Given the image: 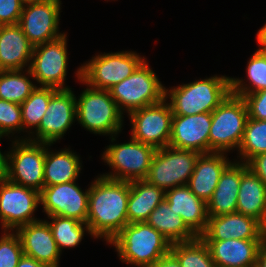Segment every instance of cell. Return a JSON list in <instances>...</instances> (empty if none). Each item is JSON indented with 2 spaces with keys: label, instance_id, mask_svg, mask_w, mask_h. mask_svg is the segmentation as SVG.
Here are the masks:
<instances>
[{
  "label": "cell",
  "instance_id": "43",
  "mask_svg": "<svg viewBox=\"0 0 266 267\" xmlns=\"http://www.w3.org/2000/svg\"><path fill=\"white\" fill-rule=\"evenodd\" d=\"M258 222H259V234L262 240V244H266V205L262 217Z\"/></svg>",
  "mask_w": 266,
  "mask_h": 267
},
{
  "label": "cell",
  "instance_id": "21",
  "mask_svg": "<svg viewBox=\"0 0 266 267\" xmlns=\"http://www.w3.org/2000/svg\"><path fill=\"white\" fill-rule=\"evenodd\" d=\"M165 199L196 236L205 232L208 225L207 203L198 198L187 185L166 191Z\"/></svg>",
  "mask_w": 266,
  "mask_h": 267
},
{
  "label": "cell",
  "instance_id": "18",
  "mask_svg": "<svg viewBox=\"0 0 266 267\" xmlns=\"http://www.w3.org/2000/svg\"><path fill=\"white\" fill-rule=\"evenodd\" d=\"M15 232L20 238L24 255L34 258L47 267H59L61 252L47 220L22 225Z\"/></svg>",
  "mask_w": 266,
  "mask_h": 267
},
{
  "label": "cell",
  "instance_id": "9",
  "mask_svg": "<svg viewBox=\"0 0 266 267\" xmlns=\"http://www.w3.org/2000/svg\"><path fill=\"white\" fill-rule=\"evenodd\" d=\"M199 154L171 146L157 149L145 180L164 192L187 185Z\"/></svg>",
  "mask_w": 266,
  "mask_h": 267
},
{
  "label": "cell",
  "instance_id": "28",
  "mask_svg": "<svg viewBox=\"0 0 266 267\" xmlns=\"http://www.w3.org/2000/svg\"><path fill=\"white\" fill-rule=\"evenodd\" d=\"M266 205V185L248 169L241 177L236 212L260 220Z\"/></svg>",
  "mask_w": 266,
  "mask_h": 267
},
{
  "label": "cell",
  "instance_id": "37",
  "mask_svg": "<svg viewBox=\"0 0 266 267\" xmlns=\"http://www.w3.org/2000/svg\"><path fill=\"white\" fill-rule=\"evenodd\" d=\"M237 96L244 99L249 118L266 120V89L247 95Z\"/></svg>",
  "mask_w": 266,
  "mask_h": 267
},
{
  "label": "cell",
  "instance_id": "25",
  "mask_svg": "<svg viewBox=\"0 0 266 267\" xmlns=\"http://www.w3.org/2000/svg\"><path fill=\"white\" fill-rule=\"evenodd\" d=\"M165 199V192L145 179L130 181L128 223L146 222L150 213Z\"/></svg>",
  "mask_w": 266,
  "mask_h": 267
},
{
  "label": "cell",
  "instance_id": "31",
  "mask_svg": "<svg viewBox=\"0 0 266 267\" xmlns=\"http://www.w3.org/2000/svg\"><path fill=\"white\" fill-rule=\"evenodd\" d=\"M48 219L52 220L48 221V224L60 252L63 248L77 246L82 241L85 231L90 234L88 225L74 218L48 216Z\"/></svg>",
  "mask_w": 266,
  "mask_h": 267
},
{
  "label": "cell",
  "instance_id": "14",
  "mask_svg": "<svg viewBox=\"0 0 266 267\" xmlns=\"http://www.w3.org/2000/svg\"><path fill=\"white\" fill-rule=\"evenodd\" d=\"M60 6V0H43L23 5L18 25L34 47L65 34L58 30Z\"/></svg>",
  "mask_w": 266,
  "mask_h": 267
},
{
  "label": "cell",
  "instance_id": "12",
  "mask_svg": "<svg viewBox=\"0 0 266 267\" xmlns=\"http://www.w3.org/2000/svg\"><path fill=\"white\" fill-rule=\"evenodd\" d=\"M67 34L61 37L35 46L29 70L32 79L36 80L40 87H53L56 89H69L64 86L67 75Z\"/></svg>",
  "mask_w": 266,
  "mask_h": 267
},
{
  "label": "cell",
  "instance_id": "16",
  "mask_svg": "<svg viewBox=\"0 0 266 267\" xmlns=\"http://www.w3.org/2000/svg\"><path fill=\"white\" fill-rule=\"evenodd\" d=\"M90 187L84 192L76 181L44 186L40 204L47 216L74 218L86 223Z\"/></svg>",
  "mask_w": 266,
  "mask_h": 267
},
{
  "label": "cell",
  "instance_id": "15",
  "mask_svg": "<svg viewBox=\"0 0 266 267\" xmlns=\"http://www.w3.org/2000/svg\"><path fill=\"white\" fill-rule=\"evenodd\" d=\"M76 120V96L69 89H58L51 97L33 139L28 140L53 144L61 139Z\"/></svg>",
  "mask_w": 266,
  "mask_h": 267
},
{
  "label": "cell",
  "instance_id": "3",
  "mask_svg": "<svg viewBox=\"0 0 266 267\" xmlns=\"http://www.w3.org/2000/svg\"><path fill=\"white\" fill-rule=\"evenodd\" d=\"M230 78L216 75L165 89V98L173 115L212 113L231 93Z\"/></svg>",
  "mask_w": 266,
  "mask_h": 267
},
{
  "label": "cell",
  "instance_id": "1",
  "mask_svg": "<svg viewBox=\"0 0 266 267\" xmlns=\"http://www.w3.org/2000/svg\"><path fill=\"white\" fill-rule=\"evenodd\" d=\"M130 182L106 178L92 181L86 224L93 238L109 243L127 224Z\"/></svg>",
  "mask_w": 266,
  "mask_h": 267
},
{
  "label": "cell",
  "instance_id": "29",
  "mask_svg": "<svg viewBox=\"0 0 266 267\" xmlns=\"http://www.w3.org/2000/svg\"><path fill=\"white\" fill-rule=\"evenodd\" d=\"M22 72V69L0 71L1 100L22 104L36 89L37 86L29 79L33 77L31 71L26 69V76Z\"/></svg>",
  "mask_w": 266,
  "mask_h": 267
},
{
  "label": "cell",
  "instance_id": "32",
  "mask_svg": "<svg viewBox=\"0 0 266 267\" xmlns=\"http://www.w3.org/2000/svg\"><path fill=\"white\" fill-rule=\"evenodd\" d=\"M246 72L250 86L239 78H230L232 94L247 95L266 89V57L259 49L251 56Z\"/></svg>",
  "mask_w": 266,
  "mask_h": 267
},
{
  "label": "cell",
  "instance_id": "38",
  "mask_svg": "<svg viewBox=\"0 0 266 267\" xmlns=\"http://www.w3.org/2000/svg\"><path fill=\"white\" fill-rule=\"evenodd\" d=\"M22 9L20 0H0V26L18 24Z\"/></svg>",
  "mask_w": 266,
  "mask_h": 267
},
{
  "label": "cell",
  "instance_id": "41",
  "mask_svg": "<svg viewBox=\"0 0 266 267\" xmlns=\"http://www.w3.org/2000/svg\"><path fill=\"white\" fill-rule=\"evenodd\" d=\"M17 267H47L45 264L36 261L34 258L28 257L23 254L20 258Z\"/></svg>",
  "mask_w": 266,
  "mask_h": 267
},
{
  "label": "cell",
  "instance_id": "24",
  "mask_svg": "<svg viewBox=\"0 0 266 267\" xmlns=\"http://www.w3.org/2000/svg\"><path fill=\"white\" fill-rule=\"evenodd\" d=\"M33 49L18 24L0 26V71L29 69Z\"/></svg>",
  "mask_w": 266,
  "mask_h": 267
},
{
  "label": "cell",
  "instance_id": "39",
  "mask_svg": "<svg viewBox=\"0 0 266 267\" xmlns=\"http://www.w3.org/2000/svg\"><path fill=\"white\" fill-rule=\"evenodd\" d=\"M248 168L266 185V152L251 158Z\"/></svg>",
  "mask_w": 266,
  "mask_h": 267
},
{
  "label": "cell",
  "instance_id": "5",
  "mask_svg": "<svg viewBox=\"0 0 266 267\" xmlns=\"http://www.w3.org/2000/svg\"><path fill=\"white\" fill-rule=\"evenodd\" d=\"M209 153L238 150L244 135L248 111L242 97L230 93L211 113Z\"/></svg>",
  "mask_w": 266,
  "mask_h": 267
},
{
  "label": "cell",
  "instance_id": "11",
  "mask_svg": "<svg viewBox=\"0 0 266 267\" xmlns=\"http://www.w3.org/2000/svg\"><path fill=\"white\" fill-rule=\"evenodd\" d=\"M167 101L164 98L128 114L132 123L131 138L156 149L169 146L173 113Z\"/></svg>",
  "mask_w": 266,
  "mask_h": 267
},
{
  "label": "cell",
  "instance_id": "4",
  "mask_svg": "<svg viewBox=\"0 0 266 267\" xmlns=\"http://www.w3.org/2000/svg\"><path fill=\"white\" fill-rule=\"evenodd\" d=\"M76 76L80 82L87 85L78 100L76 98L77 121L90 132L110 135L111 141L114 142L116 135L121 132L123 114L111 97L110 91L88 86L81 79V67L77 70Z\"/></svg>",
  "mask_w": 266,
  "mask_h": 267
},
{
  "label": "cell",
  "instance_id": "23",
  "mask_svg": "<svg viewBox=\"0 0 266 267\" xmlns=\"http://www.w3.org/2000/svg\"><path fill=\"white\" fill-rule=\"evenodd\" d=\"M224 155L226 153L221 152L199 154L187 183L189 189L206 203L214 193L221 173L231 163Z\"/></svg>",
  "mask_w": 266,
  "mask_h": 267
},
{
  "label": "cell",
  "instance_id": "30",
  "mask_svg": "<svg viewBox=\"0 0 266 267\" xmlns=\"http://www.w3.org/2000/svg\"><path fill=\"white\" fill-rule=\"evenodd\" d=\"M170 252L181 267H217L208 245L200 236L190 241L171 244Z\"/></svg>",
  "mask_w": 266,
  "mask_h": 267
},
{
  "label": "cell",
  "instance_id": "46",
  "mask_svg": "<svg viewBox=\"0 0 266 267\" xmlns=\"http://www.w3.org/2000/svg\"><path fill=\"white\" fill-rule=\"evenodd\" d=\"M40 1H43V0H20V2H21L23 5L33 4V3H36V2H40Z\"/></svg>",
  "mask_w": 266,
  "mask_h": 267
},
{
  "label": "cell",
  "instance_id": "40",
  "mask_svg": "<svg viewBox=\"0 0 266 267\" xmlns=\"http://www.w3.org/2000/svg\"><path fill=\"white\" fill-rule=\"evenodd\" d=\"M153 267H181L177 258L169 252L167 255L161 257Z\"/></svg>",
  "mask_w": 266,
  "mask_h": 267
},
{
  "label": "cell",
  "instance_id": "34",
  "mask_svg": "<svg viewBox=\"0 0 266 267\" xmlns=\"http://www.w3.org/2000/svg\"><path fill=\"white\" fill-rule=\"evenodd\" d=\"M238 151L241 156L239 162L243 163H247L251 158L266 152V120L248 117Z\"/></svg>",
  "mask_w": 266,
  "mask_h": 267
},
{
  "label": "cell",
  "instance_id": "10",
  "mask_svg": "<svg viewBox=\"0 0 266 267\" xmlns=\"http://www.w3.org/2000/svg\"><path fill=\"white\" fill-rule=\"evenodd\" d=\"M144 60L132 51L99 54L81 66V79L92 88L109 90L132 75Z\"/></svg>",
  "mask_w": 266,
  "mask_h": 267
},
{
  "label": "cell",
  "instance_id": "44",
  "mask_svg": "<svg viewBox=\"0 0 266 267\" xmlns=\"http://www.w3.org/2000/svg\"><path fill=\"white\" fill-rule=\"evenodd\" d=\"M255 267H266V244H263L258 252Z\"/></svg>",
  "mask_w": 266,
  "mask_h": 267
},
{
  "label": "cell",
  "instance_id": "26",
  "mask_svg": "<svg viewBox=\"0 0 266 267\" xmlns=\"http://www.w3.org/2000/svg\"><path fill=\"white\" fill-rule=\"evenodd\" d=\"M48 147L44 162V186L76 181L82 168L79 156L69 148L51 152Z\"/></svg>",
  "mask_w": 266,
  "mask_h": 267
},
{
  "label": "cell",
  "instance_id": "8",
  "mask_svg": "<svg viewBox=\"0 0 266 267\" xmlns=\"http://www.w3.org/2000/svg\"><path fill=\"white\" fill-rule=\"evenodd\" d=\"M156 150L133 138L127 143L110 144L103 152L102 159L114 172L102 176L129 182L145 179Z\"/></svg>",
  "mask_w": 266,
  "mask_h": 267
},
{
  "label": "cell",
  "instance_id": "33",
  "mask_svg": "<svg viewBox=\"0 0 266 267\" xmlns=\"http://www.w3.org/2000/svg\"><path fill=\"white\" fill-rule=\"evenodd\" d=\"M57 90L58 89L53 87L37 86L31 95L22 104H20L23 130L26 128L32 129V127L37 129L39 127L43 115L47 110L50 97Z\"/></svg>",
  "mask_w": 266,
  "mask_h": 267
},
{
  "label": "cell",
  "instance_id": "7",
  "mask_svg": "<svg viewBox=\"0 0 266 267\" xmlns=\"http://www.w3.org/2000/svg\"><path fill=\"white\" fill-rule=\"evenodd\" d=\"M48 143L24 139L12 141V149L7 153L6 179L41 191L44 188V162Z\"/></svg>",
  "mask_w": 266,
  "mask_h": 267
},
{
  "label": "cell",
  "instance_id": "17",
  "mask_svg": "<svg viewBox=\"0 0 266 267\" xmlns=\"http://www.w3.org/2000/svg\"><path fill=\"white\" fill-rule=\"evenodd\" d=\"M212 124L211 113L188 116H172L169 146L177 149L209 153V133Z\"/></svg>",
  "mask_w": 266,
  "mask_h": 267
},
{
  "label": "cell",
  "instance_id": "22",
  "mask_svg": "<svg viewBox=\"0 0 266 267\" xmlns=\"http://www.w3.org/2000/svg\"><path fill=\"white\" fill-rule=\"evenodd\" d=\"M217 267H255L262 240L205 241Z\"/></svg>",
  "mask_w": 266,
  "mask_h": 267
},
{
  "label": "cell",
  "instance_id": "6",
  "mask_svg": "<svg viewBox=\"0 0 266 267\" xmlns=\"http://www.w3.org/2000/svg\"><path fill=\"white\" fill-rule=\"evenodd\" d=\"M165 87L144 60L132 75L109 89L111 97L123 114L156 104L165 98Z\"/></svg>",
  "mask_w": 266,
  "mask_h": 267
},
{
  "label": "cell",
  "instance_id": "36",
  "mask_svg": "<svg viewBox=\"0 0 266 267\" xmlns=\"http://www.w3.org/2000/svg\"><path fill=\"white\" fill-rule=\"evenodd\" d=\"M23 131L20 104L0 99V135Z\"/></svg>",
  "mask_w": 266,
  "mask_h": 267
},
{
  "label": "cell",
  "instance_id": "13",
  "mask_svg": "<svg viewBox=\"0 0 266 267\" xmlns=\"http://www.w3.org/2000/svg\"><path fill=\"white\" fill-rule=\"evenodd\" d=\"M40 205V192L18 185L4 178L0 180V220L2 230L14 231L18 227L38 221L33 217Z\"/></svg>",
  "mask_w": 266,
  "mask_h": 267
},
{
  "label": "cell",
  "instance_id": "2",
  "mask_svg": "<svg viewBox=\"0 0 266 267\" xmlns=\"http://www.w3.org/2000/svg\"><path fill=\"white\" fill-rule=\"evenodd\" d=\"M122 262L153 267L170 252L171 243L147 222L128 223L110 242Z\"/></svg>",
  "mask_w": 266,
  "mask_h": 267
},
{
  "label": "cell",
  "instance_id": "45",
  "mask_svg": "<svg viewBox=\"0 0 266 267\" xmlns=\"http://www.w3.org/2000/svg\"><path fill=\"white\" fill-rule=\"evenodd\" d=\"M4 136L0 135V138ZM1 140V139H0ZM7 154L0 151V180L6 177Z\"/></svg>",
  "mask_w": 266,
  "mask_h": 267
},
{
  "label": "cell",
  "instance_id": "35",
  "mask_svg": "<svg viewBox=\"0 0 266 267\" xmlns=\"http://www.w3.org/2000/svg\"><path fill=\"white\" fill-rule=\"evenodd\" d=\"M22 256L23 250L18 234L15 231L4 230L0 237V267H17Z\"/></svg>",
  "mask_w": 266,
  "mask_h": 267
},
{
  "label": "cell",
  "instance_id": "27",
  "mask_svg": "<svg viewBox=\"0 0 266 267\" xmlns=\"http://www.w3.org/2000/svg\"><path fill=\"white\" fill-rule=\"evenodd\" d=\"M146 222L160 232L171 244L195 239L197 236L186 226L180 215L164 199Z\"/></svg>",
  "mask_w": 266,
  "mask_h": 267
},
{
  "label": "cell",
  "instance_id": "42",
  "mask_svg": "<svg viewBox=\"0 0 266 267\" xmlns=\"http://www.w3.org/2000/svg\"><path fill=\"white\" fill-rule=\"evenodd\" d=\"M257 42L261 46L259 50L266 57V29L262 27L257 33Z\"/></svg>",
  "mask_w": 266,
  "mask_h": 267
},
{
  "label": "cell",
  "instance_id": "20",
  "mask_svg": "<svg viewBox=\"0 0 266 267\" xmlns=\"http://www.w3.org/2000/svg\"><path fill=\"white\" fill-rule=\"evenodd\" d=\"M248 169L247 163L237 160L224 169L214 193L207 202L208 217L236 212L241 177Z\"/></svg>",
  "mask_w": 266,
  "mask_h": 267
},
{
  "label": "cell",
  "instance_id": "19",
  "mask_svg": "<svg viewBox=\"0 0 266 267\" xmlns=\"http://www.w3.org/2000/svg\"><path fill=\"white\" fill-rule=\"evenodd\" d=\"M200 237L204 241L261 240L258 220L239 212L208 217L207 228Z\"/></svg>",
  "mask_w": 266,
  "mask_h": 267
}]
</instances>
